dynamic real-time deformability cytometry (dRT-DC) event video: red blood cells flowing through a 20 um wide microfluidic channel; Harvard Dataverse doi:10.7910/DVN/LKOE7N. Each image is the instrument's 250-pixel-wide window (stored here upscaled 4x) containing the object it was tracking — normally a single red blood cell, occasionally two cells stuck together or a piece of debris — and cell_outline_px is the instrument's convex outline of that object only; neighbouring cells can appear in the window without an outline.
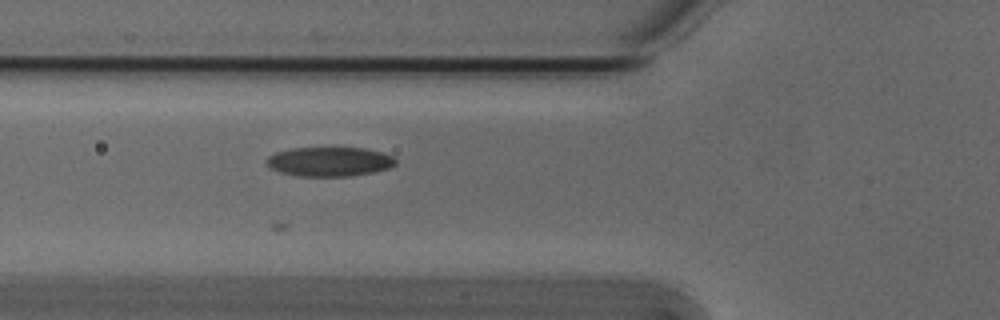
{"species": "Egyptian fruit bat (a non-hibernating species)", "species_latin": "Rousettus aegyptiacus", "temperature_condition": "cold", "stored_images_in_passage": 4, "camera_frame_rate_fps": 3000, "um_per_image_px": 0.085, "animal": {"sex": "male"}, "frame": {"image": 1, "passage_image": 4, "time_ms": 1.0, "image_size_px": [1000, 320], "cell_outline_px": [[396, 164], [388, 168], [372, 172], [352, 176], [300, 176], [280, 172], [272, 168], [264, 160], [268, 156], [276, 152], [292, 148], [364, 148], [380, 152], [392, 156], [396, 160]], "centroid_in_image_um": [27.99, 13.74], "position_along_channel_um": 97.8, "area_um2": 21.91}}